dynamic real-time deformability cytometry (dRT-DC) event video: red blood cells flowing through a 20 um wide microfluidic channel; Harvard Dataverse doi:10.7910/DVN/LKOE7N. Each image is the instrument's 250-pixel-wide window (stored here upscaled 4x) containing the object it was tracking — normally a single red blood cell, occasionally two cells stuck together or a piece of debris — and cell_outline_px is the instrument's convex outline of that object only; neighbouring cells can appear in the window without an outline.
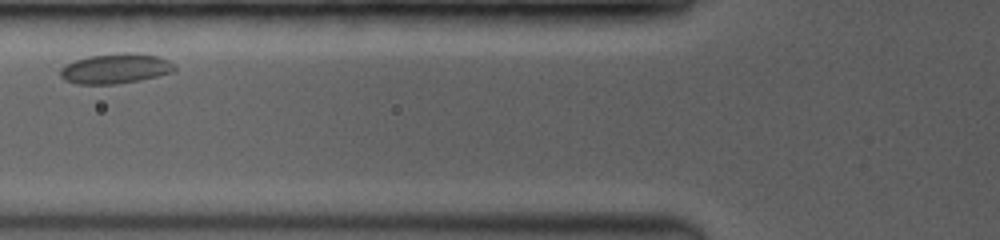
{"species": "common noctule bat (a hibernating species)", "species_latin": "Nyctalus noctula", "temperature_condition": "room temperature", "stored_images_in_passage": 15, "camera_frame_rate_fps": 3500, "um_per_image_px": 0.085, "animal": {"sex": "female", "body_mass_g": 19.0, "forearm_length_mm": 53.3}, "frame": {"image": 1, "passage_image": 3, "time_ms": 1.714, "image_size_px": [1000, 240], "cell_outline_px": [[176, 68], [172, 72], [140, 80], [116, 84], [76, 84], [64, 80], [60, 76], [60, 68], [64, 64], [88, 56], [116, 52], [136, 52], [160, 56], [176, 64]], "centroid_in_image_um": [9.82, 5.81], "position_along_channel_um": 116.0, "area_um2": 20.4}}